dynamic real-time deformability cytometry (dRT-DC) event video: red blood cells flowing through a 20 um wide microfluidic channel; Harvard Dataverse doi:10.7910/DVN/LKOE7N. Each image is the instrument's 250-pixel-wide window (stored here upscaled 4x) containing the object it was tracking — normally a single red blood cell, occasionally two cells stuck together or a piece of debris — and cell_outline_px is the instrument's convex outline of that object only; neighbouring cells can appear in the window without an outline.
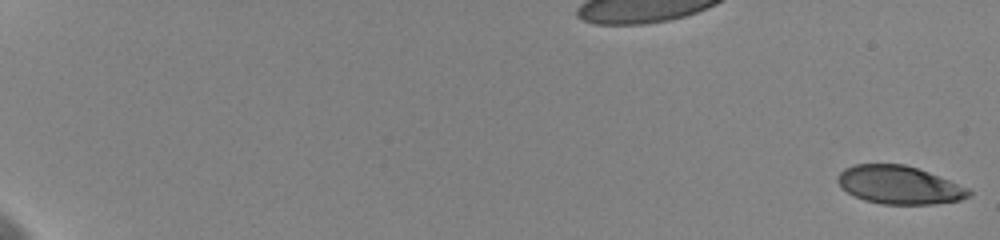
{"species": "human", "species_latin": "Homo sapiens", "temperature_condition": "cold", "stored_images_in_passage": 48, "camera_frame_rate_fps": 3000, "um_per_image_px": 0.085, "donor": {"sex": "female"}, "frame": {"image": 1, "passage_image": 1, "time_ms": 0.0, "image_size_px": [1000, 240], "cell_outline_px": [[972, 196], [960, 200], [932, 204], [880, 204], [864, 200], [840, 188], [836, 180], [836, 176], [844, 168], [856, 164], [904, 164], [928, 172], [968, 188], [972, 192]], "centroid_in_image_um": [76.4, 15.72], "position_along_channel_um": 8.6, "area_um2": 29.13}}
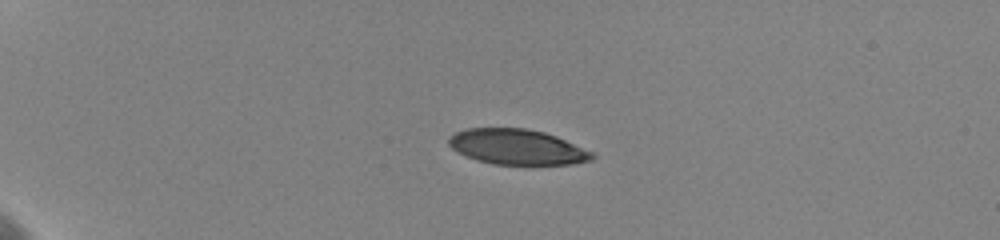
{"frame": {"image": 2, "passage_image": 26, "time_ms": 5.333, "image_size_px": [1000, 240], "cell_outline_px": [[596, 156], [592, 160], [572, 164], [492, 164], [476, 160], [456, 152], [448, 144], [448, 140], [456, 132], [468, 128], [528, 128], [544, 132], [556, 136], [596, 152]], "centroid_in_image_um": [44.0, 12.49], "position_along_channel_um": 41.0, "area_um2": 29.71}}